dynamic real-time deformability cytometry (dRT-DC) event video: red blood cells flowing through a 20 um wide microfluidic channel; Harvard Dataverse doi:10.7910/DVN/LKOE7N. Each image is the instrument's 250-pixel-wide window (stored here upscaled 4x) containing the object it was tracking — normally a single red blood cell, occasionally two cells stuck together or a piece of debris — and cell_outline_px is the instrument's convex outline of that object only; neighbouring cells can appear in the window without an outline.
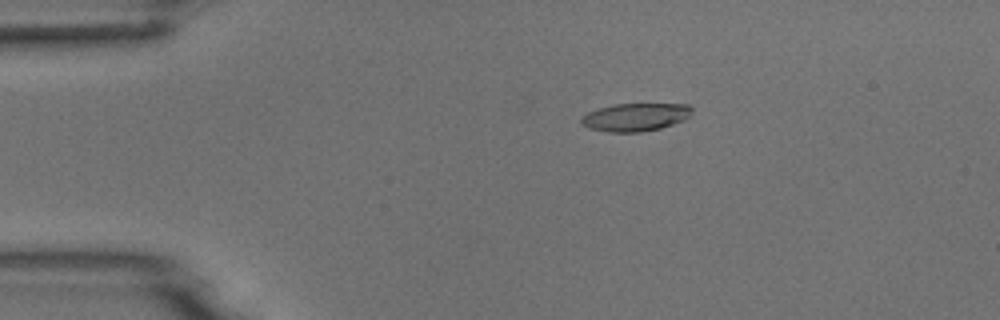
{"species": "common noctule bat (a hibernating species)", "species_latin": "Nyctalus noctula", "temperature_condition": "room temperature", "stored_images_in_passage": 7, "camera_frame_rate_fps": 3000, "um_per_image_px": 0.085, "animal": {"sex": "male", "body_mass_g": 18.8}, "frame": {"image": 1, "passage_image": 3, "time_ms": 3.0, "image_size_px": [1000, 320], "cell_outline_px": [[692, 112], [684, 120], [660, 128], [640, 132], [608, 132], [588, 128], [580, 124], [580, 116], [596, 108], [616, 104], [688, 104], [692, 108]], "centroid_in_image_um": [53.95, 9.95], "position_along_channel_um": 31.1, "area_um2": 18.15}}
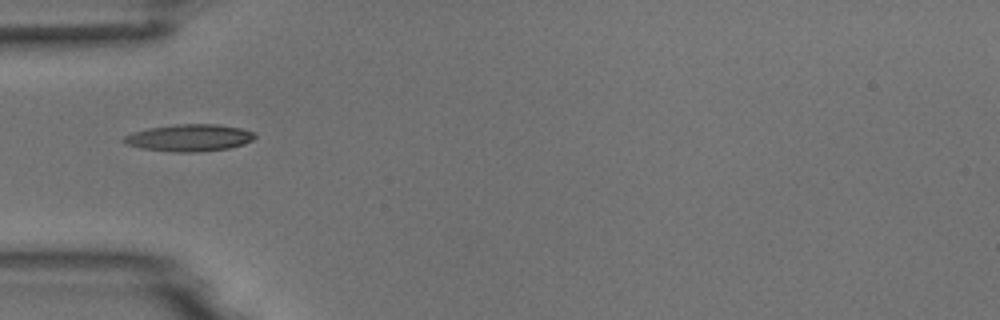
{"frame": {"image": 2, "passage_image": 5, "time_ms": 5.333, "image_size_px": [1000, 320], "cell_outline_px": [[256, 136], [252, 140], [244, 144], [228, 148], [196, 152], [172, 152], [140, 148], [124, 144], [120, 140], [124, 136], [132, 132], [148, 128], [176, 124], [216, 124], [240, 128], [252, 132]], "centroid_in_image_um": [16.02, 11.71], "position_along_channel_um": 69.0, "area_um2": 20.69}}
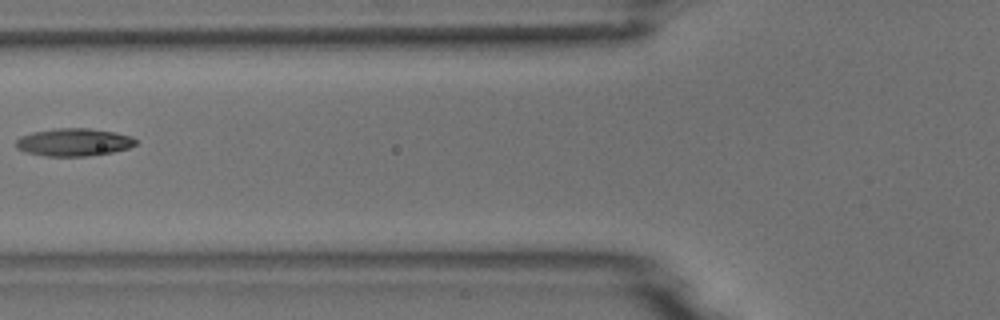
{"frame": {"image": 3, "passage_image": 6, "time_ms": 6.667, "image_size_px": [1000, 320], "cell_outline_px": [[136, 144], [128, 148], [112, 152], [88, 156], [44, 156], [24, 152], [16, 148], [16, 140], [20, 136], [32, 132], [56, 128], [88, 128], [116, 132], [132, 136], [136, 140]], "centroid_in_image_um": [6.25, 12.08], "position_along_channel_um": 119.6, "area_um2": 19.48}}